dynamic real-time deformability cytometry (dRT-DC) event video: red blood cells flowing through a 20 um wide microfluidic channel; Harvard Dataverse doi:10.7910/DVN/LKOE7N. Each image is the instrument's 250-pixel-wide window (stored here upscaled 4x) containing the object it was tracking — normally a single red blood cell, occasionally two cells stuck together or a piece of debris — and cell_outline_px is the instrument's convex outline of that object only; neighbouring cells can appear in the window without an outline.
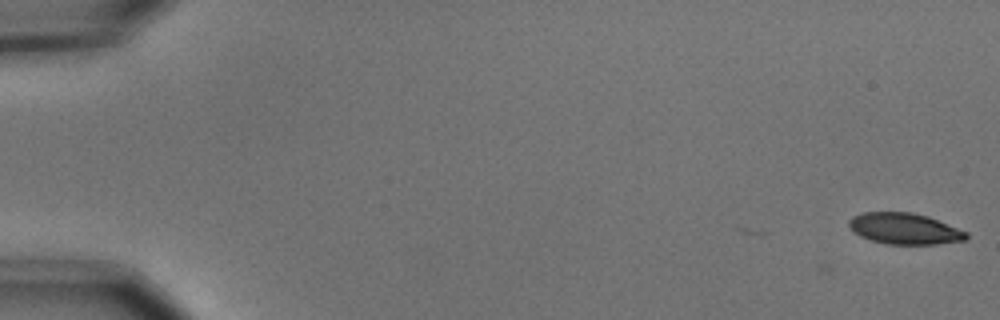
{"species": "common noctule bat (a hibernating species)", "species_latin": "Nyctalus noctula", "temperature_condition": "cold", "stored_images_in_passage": 8, "camera_frame_rate_fps": 3000, "um_per_image_px": 0.085, "animal": {"sex": "male", "body_mass_g": 15.6}, "frame": {"image": 1, "passage_image": 1, "time_ms": 0.0, "image_size_px": [1000, 320], "cell_outline_px": [[968, 236], [964, 240], [936, 244], [888, 244], [872, 240], [860, 236], [852, 232], [848, 224], [848, 220], [852, 216], [860, 212], [912, 212], [928, 216], [968, 232]], "centroid_in_image_um": [76.85, 19.42], "position_along_channel_um": 8.2, "area_um2": 21.39}}